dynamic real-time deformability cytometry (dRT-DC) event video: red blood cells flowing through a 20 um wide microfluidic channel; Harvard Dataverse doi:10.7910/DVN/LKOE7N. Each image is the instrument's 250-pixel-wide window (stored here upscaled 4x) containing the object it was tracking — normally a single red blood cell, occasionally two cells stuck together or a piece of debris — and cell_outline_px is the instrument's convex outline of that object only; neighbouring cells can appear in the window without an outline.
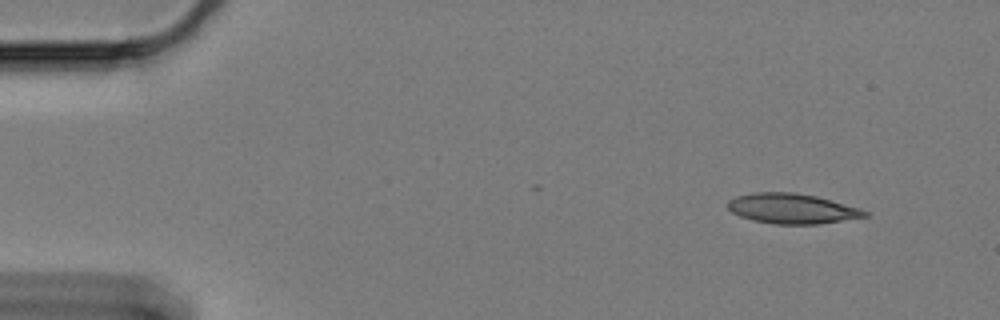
{"species": "Egyptian fruit bat (a non-hibernating species)", "species_latin": "Rousettus aegyptiacus", "temperature_condition": "cold", "stored_images_in_passage": 54, "camera_frame_rate_fps": 3000, "um_per_image_px": 0.085, "animal": {"sex": "female"}, "frame": {"image": 1, "passage_image": 1, "time_ms": 0.0, "image_size_px": [1000, 320], "cell_outline_px": [[868, 216], [820, 224], [776, 224], [752, 220], [740, 216], [732, 212], [728, 208], [728, 200], [736, 196], [752, 192], [792, 192], [816, 196], [856, 208], [868, 212]], "centroid_in_image_um": [67.26, 17.73], "position_along_channel_um": 17.7, "area_um2": 23.76}}
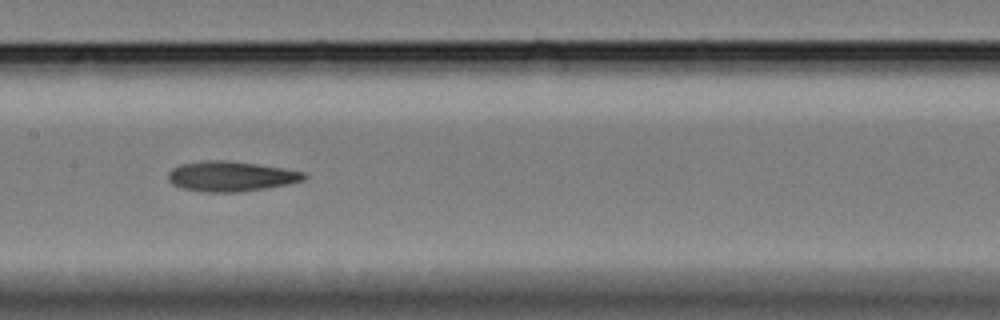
{"frame": {"image": 2, "passage_image": 25, "time_ms": 8.0, "image_size_px": [1000, 320], "cell_outline_px": [[308, 176], [304, 180], [288, 184], [240, 192], [208, 192], [184, 188], [172, 184], [168, 180], [168, 172], [172, 168], [180, 164], [208, 160], [228, 160], [256, 164], [304, 172]], "centroid_in_image_um": [19.61, 14.98], "position_along_channel_um": 187.8, "area_um2": 23.64}}
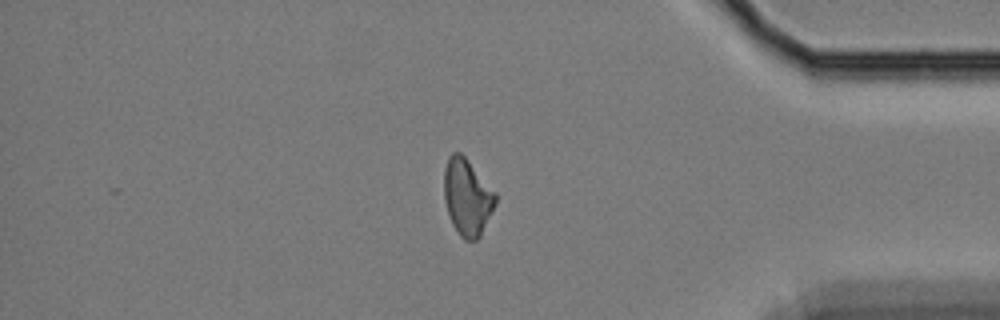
{"frame": {"image": 3, "passage_image": 46, "time_ms": 15.0, "image_size_px": [1000, 320], "cell_outline_px": [[496, 200], [480, 236], [476, 240], [464, 240], [460, 236], [452, 224], [444, 200], [444, 168], [448, 156], [452, 152], [460, 152], [468, 160], [496, 192]], "centroid_in_image_um": [39.69, 16.73], "position_along_channel_um": 395.5, "area_um2": 22.77}}